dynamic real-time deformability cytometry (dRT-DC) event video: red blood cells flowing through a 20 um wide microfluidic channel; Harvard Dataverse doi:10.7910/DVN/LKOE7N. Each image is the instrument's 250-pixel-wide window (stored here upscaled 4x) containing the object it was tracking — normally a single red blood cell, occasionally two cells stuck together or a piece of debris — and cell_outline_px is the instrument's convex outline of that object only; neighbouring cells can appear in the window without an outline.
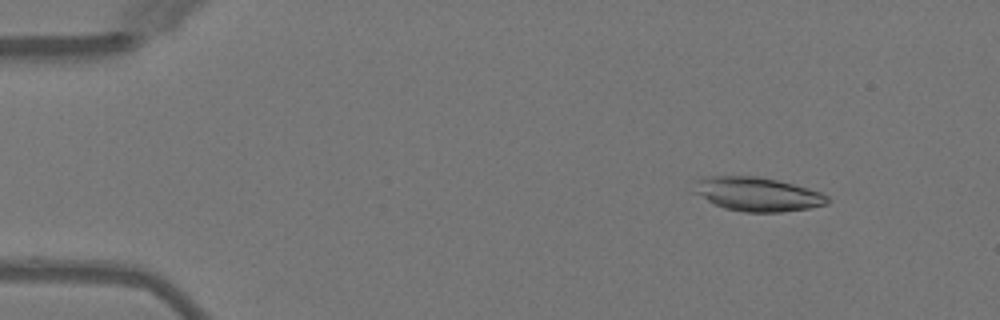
{"species": "Egyptian fruit bat (a non-hibernating species)", "species_latin": "Rousettus aegyptiacus", "temperature_condition": "warm", "stored_images_in_passage": 3, "camera_frame_rate_fps": 3000, "um_per_image_px": 0.085, "animal": {"sex": "female"}, "frame": {"image": 1, "passage_image": 1, "time_ms": 0.0, "image_size_px": [1000, 320], "cell_outline_px": [[832, 200], [828, 204], [808, 208], [784, 212], [744, 212], [724, 208], [692, 192], [696, 180], [704, 176], [756, 176], [776, 180], [808, 188], [820, 192], [828, 196]], "centroid_in_image_um": [64.38, 16.5], "position_along_channel_um": 20.6, "area_um2": 26.41}}